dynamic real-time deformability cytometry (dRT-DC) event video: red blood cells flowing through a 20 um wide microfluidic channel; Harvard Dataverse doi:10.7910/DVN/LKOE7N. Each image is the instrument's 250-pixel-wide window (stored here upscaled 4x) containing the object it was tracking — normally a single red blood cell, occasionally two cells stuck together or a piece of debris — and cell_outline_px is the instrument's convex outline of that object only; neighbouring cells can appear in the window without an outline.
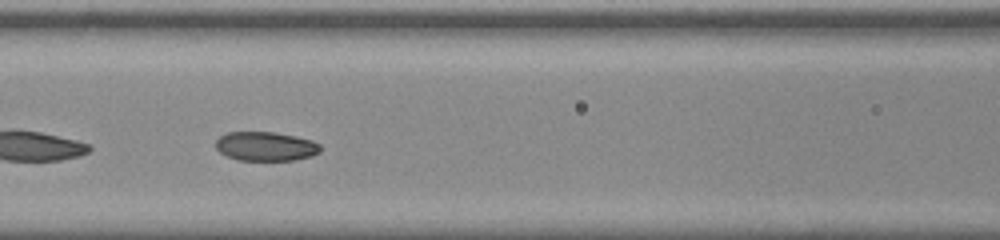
{"species": "common noctule bat (a hibernating species)", "species_latin": "Nyctalus noctula", "temperature_condition": "room temperature", "stored_images_in_passage": 37, "camera_frame_rate_fps": 3000, "um_per_image_px": 0.085, "animal": {"sex": "male", "body_mass_g": 20.0, "forearm_length_mm": 53.3}, "frame": {"image": 1, "passage_image": 11, "time_ms": 3.333, "image_size_px": [1000, 240], "cell_outline_px": [[320, 152], [312, 156], [296, 160], [236, 160], [220, 152], [216, 148], [216, 140], [220, 136], [228, 132], [272, 132], [296, 136], [312, 140], [320, 144]], "centroid_in_image_um": [22.6, 12.44], "position_along_channel_um": 144.0, "area_um2": 17.8}}
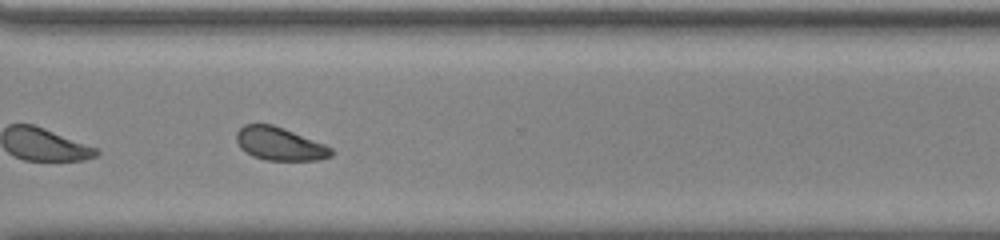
{"frame": {"image": 2, "passage_image": 27, "time_ms": 8.667, "image_size_px": [1000, 240], "cell_outline_px": [[332, 156], [320, 160], [264, 160], [252, 156], [240, 148], [236, 140], [236, 132], [244, 124], [272, 124], [284, 128], [324, 144], [332, 148]], "centroid_in_image_um": [23.75, 12.23], "position_along_channel_um": 346.9, "area_um2": 18.32}, "authors_computed_cell_mechanics": {"area_um2": 18.1492, "velocity_mm_per_s": 3.8088, "shape_relaxation_time_tau1_ms": null, "shape_relaxation_time_tau2_ms": 2.6521, "deformation_change_tau1": null, "deformation_change_tau2": 0.0604}}